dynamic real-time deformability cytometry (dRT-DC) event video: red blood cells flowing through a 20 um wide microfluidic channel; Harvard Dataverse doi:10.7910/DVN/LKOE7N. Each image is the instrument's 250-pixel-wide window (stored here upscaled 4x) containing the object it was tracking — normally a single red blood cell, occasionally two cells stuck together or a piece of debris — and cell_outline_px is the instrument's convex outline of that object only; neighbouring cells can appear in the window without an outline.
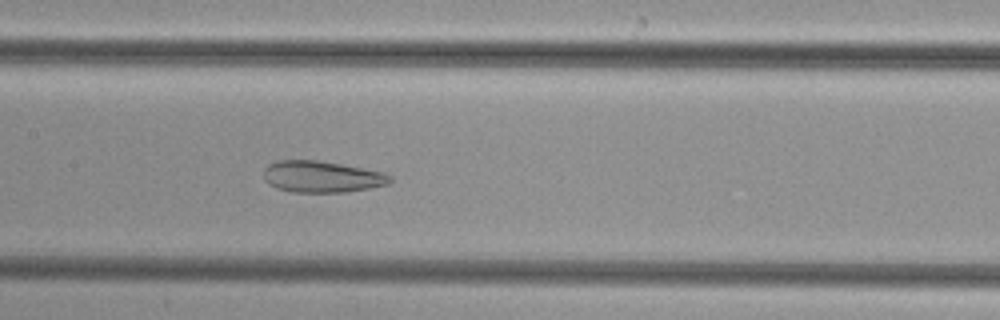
{"species": "common noctule bat (a hibernating species)", "species_latin": "Nyctalus noctula", "temperature_condition": "cold", "stored_images_in_passage": 41, "camera_frame_rate_fps": 3000, "um_per_image_px": 0.085, "animal": {"sex": "female", "body_mass_g": 29.2, "forearm_length_mm": 56.3}, "frame": {"image": 1, "passage_image": 16, "time_ms": 5.0, "image_size_px": [1000, 320], "cell_outline_px": [[392, 180], [388, 184], [348, 192], [292, 192], [276, 188], [268, 184], [264, 180], [264, 168], [268, 164], [280, 160], [316, 160], [340, 164], [384, 172], [392, 176]], "centroid_in_image_um": [27.34, 15.02], "position_along_channel_um": 180.1, "area_um2": 23.24}}
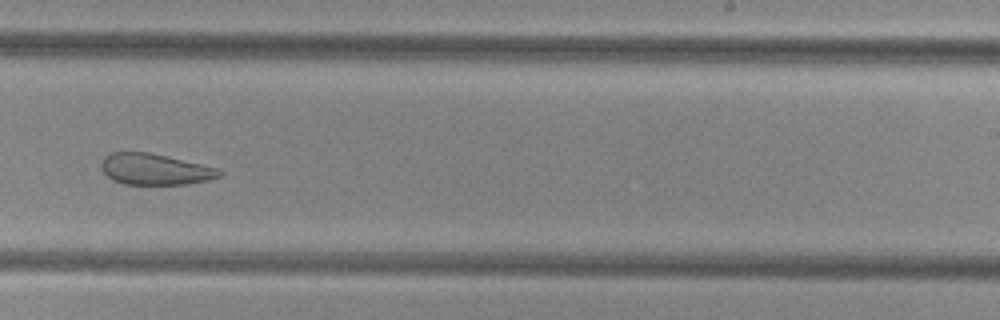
{"frame": {"image": 2, "passage_image": 23, "time_ms": 7.333, "image_size_px": [1000, 320], "cell_outline_px": [[224, 172], [220, 176], [208, 180], [184, 184], [124, 184], [112, 180], [100, 168], [100, 160], [104, 156], [112, 152], [148, 152], [220, 168]], "centroid_in_image_um": [13.15, 14.38], "position_along_channel_um": 275.8, "area_um2": 21.5}}
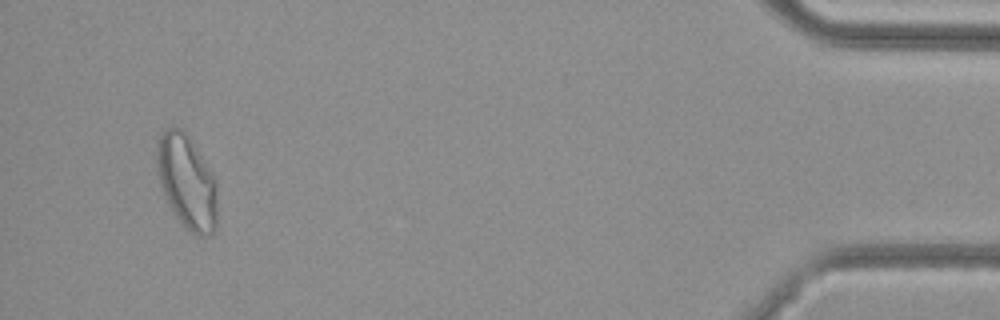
{"frame": {"image": 3, "passage_image": 39, "time_ms": 12.667, "image_size_px": [1000, 320], "cell_outline_px": [[216, 228], [208, 236], [196, 236], [184, 228], [180, 224], [172, 212], [168, 204], [160, 184], [156, 168], [156, 144], [160, 136], [168, 128], [180, 128], [192, 140], [212, 176], [216, 184]], "centroid_in_image_um": [15.85, 15.51], "position_along_channel_um": 419.4, "area_um2": 33.0}}